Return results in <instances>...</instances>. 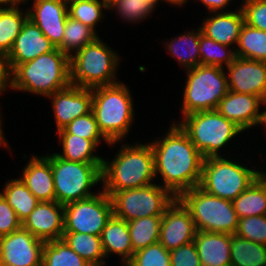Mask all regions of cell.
Wrapping results in <instances>:
<instances>
[{
  "label": "cell",
  "mask_w": 266,
  "mask_h": 266,
  "mask_svg": "<svg viewBox=\"0 0 266 266\" xmlns=\"http://www.w3.org/2000/svg\"><path fill=\"white\" fill-rule=\"evenodd\" d=\"M121 266H131L128 262H123V265Z\"/></svg>",
  "instance_id": "obj_52"
},
{
  "label": "cell",
  "mask_w": 266,
  "mask_h": 266,
  "mask_svg": "<svg viewBox=\"0 0 266 266\" xmlns=\"http://www.w3.org/2000/svg\"><path fill=\"white\" fill-rule=\"evenodd\" d=\"M27 12L28 19L62 51L63 33L69 16L67 0H33L32 8H27Z\"/></svg>",
  "instance_id": "obj_15"
},
{
  "label": "cell",
  "mask_w": 266,
  "mask_h": 266,
  "mask_svg": "<svg viewBox=\"0 0 266 266\" xmlns=\"http://www.w3.org/2000/svg\"><path fill=\"white\" fill-rule=\"evenodd\" d=\"M237 9H227L226 12H214L211 13L213 15L206 16L200 26L202 34L220 44L237 46L241 28L245 23L242 8Z\"/></svg>",
  "instance_id": "obj_21"
},
{
  "label": "cell",
  "mask_w": 266,
  "mask_h": 266,
  "mask_svg": "<svg viewBox=\"0 0 266 266\" xmlns=\"http://www.w3.org/2000/svg\"><path fill=\"white\" fill-rule=\"evenodd\" d=\"M56 201L62 205L90 198L91 187L102 183L103 163H80L50 155Z\"/></svg>",
  "instance_id": "obj_9"
},
{
  "label": "cell",
  "mask_w": 266,
  "mask_h": 266,
  "mask_svg": "<svg viewBox=\"0 0 266 266\" xmlns=\"http://www.w3.org/2000/svg\"><path fill=\"white\" fill-rule=\"evenodd\" d=\"M262 105L266 103L256 95L228 91L216 110L245 131L255 125H263L264 110L260 112Z\"/></svg>",
  "instance_id": "obj_18"
},
{
  "label": "cell",
  "mask_w": 266,
  "mask_h": 266,
  "mask_svg": "<svg viewBox=\"0 0 266 266\" xmlns=\"http://www.w3.org/2000/svg\"><path fill=\"white\" fill-rule=\"evenodd\" d=\"M201 28L197 31H187L184 34L178 35L177 38H171L170 41L164 42V46L168 52L175 58L184 69H192L201 65L199 55V40Z\"/></svg>",
  "instance_id": "obj_25"
},
{
  "label": "cell",
  "mask_w": 266,
  "mask_h": 266,
  "mask_svg": "<svg viewBox=\"0 0 266 266\" xmlns=\"http://www.w3.org/2000/svg\"><path fill=\"white\" fill-rule=\"evenodd\" d=\"M226 69L229 91L256 95L266 103L265 61L236 57Z\"/></svg>",
  "instance_id": "obj_16"
},
{
  "label": "cell",
  "mask_w": 266,
  "mask_h": 266,
  "mask_svg": "<svg viewBox=\"0 0 266 266\" xmlns=\"http://www.w3.org/2000/svg\"><path fill=\"white\" fill-rule=\"evenodd\" d=\"M23 222L40 202L20 178L9 180L0 192Z\"/></svg>",
  "instance_id": "obj_30"
},
{
  "label": "cell",
  "mask_w": 266,
  "mask_h": 266,
  "mask_svg": "<svg viewBox=\"0 0 266 266\" xmlns=\"http://www.w3.org/2000/svg\"><path fill=\"white\" fill-rule=\"evenodd\" d=\"M196 232L189 211L176 198L162 216L159 242L171 251L193 242Z\"/></svg>",
  "instance_id": "obj_17"
},
{
  "label": "cell",
  "mask_w": 266,
  "mask_h": 266,
  "mask_svg": "<svg viewBox=\"0 0 266 266\" xmlns=\"http://www.w3.org/2000/svg\"><path fill=\"white\" fill-rule=\"evenodd\" d=\"M22 227L43 242L60 240L64 234V205L42 201L22 222Z\"/></svg>",
  "instance_id": "obj_20"
},
{
  "label": "cell",
  "mask_w": 266,
  "mask_h": 266,
  "mask_svg": "<svg viewBox=\"0 0 266 266\" xmlns=\"http://www.w3.org/2000/svg\"><path fill=\"white\" fill-rule=\"evenodd\" d=\"M120 61L118 53L97 37L70 57V82L90 89L119 83L116 74Z\"/></svg>",
  "instance_id": "obj_5"
},
{
  "label": "cell",
  "mask_w": 266,
  "mask_h": 266,
  "mask_svg": "<svg viewBox=\"0 0 266 266\" xmlns=\"http://www.w3.org/2000/svg\"><path fill=\"white\" fill-rule=\"evenodd\" d=\"M43 266H91L63 240L45 242L42 253Z\"/></svg>",
  "instance_id": "obj_34"
},
{
  "label": "cell",
  "mask_w": 266,
  "mask_h": 266,
  "mask_svg": "<svg viewBox=\"0 0 266 266\" xmlns=\"http://www.w3.org/2000/svg\"><path fill=\"white\" fill-rule=\"evenodd\" d=\"M177 199L189 211L197 231L236 233L239 218L232 201L211 195L199 186L184 191Z\"/></svg>",
  "instance_id": "obj_6"
},
{
  "label": "cell",
  "mask_w": 266,
  "mask_h": 266,
  "mask_svg": "<svg viewBox=\"0 0 266 266\" xmlns=\"http://www.w3.org/2000/svg\"><path fill=\"white\" fill-rule=\"evenodd\" d=\"M156 182L111 196L113 215L127 222L148 216H163L176 197Z\"/></svg>",
  "instance_id": "obj_11"
},
{
  "label": "cell",
  "mask_w": 266,
  "mask_h": 266,
  "mask_svg": "<svg viewBox=\"0 0 266 266\" xmlns=\"http://www.w3.org/2000/svg\"><path fill=\"white\" fill-rule=\"evenodd\" d=\"M68 15L82 22L96 33V25L103 20L104 9H108L105 0H67Z\"/></svg>",
  "instance_id": "obj_35"
},
{
  "label": "cell",
  "mask_w": 266,
  "mask_h": 266,
  "mask_svg": "<svg viewBox=\"0 0 266 266\" xmlns=\"http://www.w3.org/2000/svg\"><path fill=\"white\" fill-rule=\"evenodd\" d=\"M235 234L249 241L266 245V215L249 216L239 219Z\"/></svg>",
  "instance_id": "obj_41"
},
{
  "label": "cell",
  "mask_w": 266,
  "mask_h": 266,
  "mask_svg": "<svg viewBox=\"0 0 266 266\" xmlns=\"http://www.w3.org/2000/svg\"><path fill=\"white\" fill-rule=\"evenodd\" d=\"M230 48L201 33L198 47L201 65L228 67L236 58L235 48Z\"/></svg>",
  "instance_id": "obj_36"
},
{
  "label": "cell",
  "mask_w": 266,
  "mask_h": 266,
  "mask_svg": "<svg viewBox=\"0 0 266 266\" xmlns=\"http://www.w3.org/2000/svg\"><path fill=\"white\" fill-rule=\"evenodd\" d=\"M171 266H201L194 242L170 251Z\"/></svg>",
  "instance_id": "obj_43"
},
{
  "label": "cell",
  "mask_w": 266,
  "mask_h": 266,
  "mask_svg": "<svg viewBox=\"0 0 266 266\" xmlns=\"http://www.w3.org/2000/svg\"><path fill=\"white\" fill-rule=\"evenodd\" d=\"M26 2L27 0H0V9L16 8L19 7V4H24Z\"/></svg>",
  "instance_id": "obj_47"
},
{
  "label": "cell",
  "mask_w": 266,
  "mask_h": 266,
  "mask_svg": "<svg viewBox=\"0 0 266 266\" xmlns=\"http://www.w3.org/2000/svg\"><path fill=\"white\" fill-rule=\"evenodd\" d=\"M164 2L170 3V5H177L176 7H181L183 4H186L189 0H162Z\"/></svg>",
  "instance_id": "obj_49"
},
{
  "label": "cell",
  "mask_w": 266,
  "mask_h": 266,
  "mask_svg": "<svg viewBox=\"0 0 266 266\" xmlns=\"http://www.w3.org/2000/svg\"><path fill=\"white\" fill-rule=\"evenodd\" d=\"M165 134L150 143L155 176L161 175L164 182L161 186L177 198L184 191L199 186L204 157L175 121Z\"/></svg>",
  "instance_id": "obj_1"
},
{
  "label": "cell",
  "mask_w": 266,
  "mask_h": 266,
  "mask_svg": "<svg viewBox=\"0 0 266 266\" xmlns=\"http://www.w3.org/2000/svg\"><path fill=\"white\" fill-rule=\"evenodd\" d=\"M217 66L198 65L185 70L187 80L183 91L181 114L216 110L228 93L227 72Z\"/></svg>",
  "instance_id": "obj_10"
},
{
  "label": "cell",
  "mask_w": 266,
  "mask_h": 266,
  "mask_svg": "<svg viewBox=\"0 0 266 266\" xmlns=\"http://www.w3.org/2000/svg\"><path fill=\"white\" fill-rule=\"evenodd\" d=\"M193 242L201 266L231 265V234L197 231Z\"/></svg>",
  "instance_id": "obj_23"
},
{
  "label": "cell",
  "mask_w": 266,
  "mask_h": 266,
  "mask_svg": "<svg viewBox=\"0 0 266 266\" xmlns=\"http://www.w3.org/2000/svg\"><path fill=\"white\" fill-rule=\"evenodd\" d=\"M231 266H266V245L231 234Z\"/></svg>",
  "instance_id": "obj_29"
},
{
  "label": "cell",
  "mask_w": 266,
  "mask_h": 266,
  "mask_svg": "<svg viewBox=\"0 0 266 266\" xmlns=\"http://www.w3.org/2000/svg\"><path fill=\"white\" fill-rule=\"evenodd\" d=\"M128 86L122 82L92 88V111L103 136L114 145L128 135L134 106Z\"/></svg>",
  "instance_id": "obj_4"
},
{
  "label": "cell",
  "mask_w": 266,
  "mask_h": 266,
  "mask_svg": "<svg viewBox=\"0 0 266 266\" xmlns=\"http://www.w3.org/2000/svg\"><path fill=\"white\" fill-rule=\"evenodd\" d=\"M62 40V52L69 57L85 45L92 43L99 35L82 22L68 16Z\"/></svg>",
  "instance_id": "obj_37"
},
{
  "label": "cell",
  "mask_w": 266,
  "mask_h": 266,
  "mask_svg": "<svg viewBox=\"0 0 266 266\" xmlns=\"http://www.w3.org/2000/svg\"><path fill=\"white\" fill-rule=\"evenodd\" d=\"M176 123L204 158L221 156L219 151L235 136L244 132L217 110L187 114L182 116V121Z\"/></svg>",
  "instance_id": "obj_7"
},
{
  "label": "cell",
  "mask_w": 266,
  "mask_h": 266,
  "mask_svg": "<svg viewBox=\"0 0 266 266\" xmlns=\"http://www.w3.org/2000/svg\"><path fill=\"white\" fill-rule=\"evenodd\" d=\"M27 18V9L24 12L20 7L0 9V55L3 58L11 51Z\"/></svg>",
  "instance_id": "obj_32"
},
{
  "label": "cell",
  "mask_w": 266,
  "mask_h": 266,
  "mask_svg": "<svg viewBox=\"0 0 266 266\" xmlns=\"http://www.w3.org/2000/svg\"><path fill=\"white\" fill-rule=\"evenodd\" d=\"M56 47L30 19L23 23L9 54L4 58L7 76L19 65L34 60Z\"/></svg>",
  "instance_id": "obj_14"
},
{
  "label": "cell",
  "mask_w": 266,
  "mask_h": 266,
  "mask_svg": "<svg viewBox=\"0 0 266 266\" xmlns=\"http://www.w3.org/2000/svg\"><path fill=\"white\" fill-rule=\"evenodd\" d=\"M145 2H147L148 4H150L154 9H155V6L156 4L158 5V3L162 0H143Z\"/></svg>",
  "instance_id": "obj_50"
},
{
  "label": "cell",
  "mask_w": 266,
  "mask_h": 266,
  "mask_svg": "<svg viewBox=\"0 0 266 266\" xmlns=\"http://www.w3.org/2000/svg\"><path fill=\"white\" fill-rule=\"evenodd\" d=\"M263 125L266 126V110L264 111V121H263Z\"/></svg>",
  "instance_id": "obj_51"
},
{
  "label": "cell",
  "mask_w": 266,
  "mask_h": 266,
  "mask_svg": "<svg viewBox=\"0 0 266 266\" xmlns=\"http://www.w3.org/2000/svg\"><path fill=\"white\" fill-rule=\"evenodd\" d=\"M112 215L111 197L102 190L90 198L64 205V232L100 236Z\"/></svg>",
  "instance_id": "obj_12"
},
{
  "label": "cell",
  "mask_w": 266,
  "mask_h": 266,
  "mask_svg": "<svg viewBox=\"0 0 266 266\" xmlns=\"http://www.w3.org/2000/svg\"><path fill=\"white\" fill-rule=\"evenodd\" d=\"M104 255L116 254L121 261L129 262L134 254L127 221L112 215L107 221L101 235Z\"/></svg>",
  "instance_id": "obj_24"
},
{
  "label": "cell",
  "mask_w": 266,
  "mask_h": 266,
  "mask_svg": "<svg viewBox=\"0 0 266 266\" xmlns=\"http://www.w3.org/2000/svg\"><path fill=\"white\" fill-rule=\"evenodd\" d=\"M137 143H123L112 161L103 159L102 190L110 197L117 191L150 185L156 179L150 143Z\"/></svg>",
  "instance_id": "obj_2"
},
{
  "label": "cell",
  "mask_w": 266,
  "mask_h": 266,
  "mask_svg": "<svg viewBox=\"0 0 266 266\" xmlns=\"http://www.w3.org/2000/svg\"><path fill=\"white\" fill-rule=\"evenodd\" d=\"M232 203L239 219L266 215V175L264 172Z\"/></svg>",
  "instance_id": "obj_26"
},
{
  "label": "cell",
  "mask_w": 266,
  "mask_h": 266,
  "mask_svg": "<svg viewBox=\"0 0 266 266\" xmlns=\"http://www.w3.org/2000/svg\"><path fill=\"white\" fill-rule=\"evenodd\" d=\"M70 84V57L59 48L19 64L7 76V86L12 90L42 97H48Z\"/></svg>",
  "instance_id": "obj_3"
},
{
  "label": "cell",
  "mask_w": 266,
  "mask_h": 266,
  "mask_svg": "<svg viewBox=\"0 0 266 266\" xmlns=\"http://www.w3.org/2000/svg\"><path fill=\"white\" fill-rule=\"evenodd\" d=\"M209 10V12H226L225 8L232 2L231 0H198Z\"/></svg>",
  "instance_id": "obj_45"
},
{
  "label": "cell",
  "mask_w": 266,
  "mask_h": 266,
  "mask_svg": "<svg viewBox=\"0 0 266 266\" xmlns=\"http://www.w3.org/2000/svg\"><path fill=\"white\" fill-rule=\"evenodd\" d=\"M162 216H148L127 222L133 251L159 241Z\"/></svg>",
  "instance_id": "obj_33"
},
{
  "label": "cell",
  "mask_w": 266,
  "mask_h": 266,
  "mask_svg": "<svg viewBox=\"0 0 266 266\" xmlns=\"http://www.w3.org/2000/svg\"><path fill=\"white\" fill-rule=\"evenodd\" d=\"M108 10H116L121 19L137 24L155 9L143 0H111L108 2Z\"/></svg>",
  "instance_id": "obj_39"
},
{
  "label": "cell",
  "mask_w": 266,
  "mask_h": 266,
  "mask_svg": "<svg viewBox=\"0 0 266 266\" xmlns=\"http://www.w3.org/2000/svg\"><path fill=\"white\" fill-rule=\"evenodd\" d=\"M240 7L246 24L266 32V0H244Z\"/></svg>",
  "instance_id": "obj_42"
},
{
  "label": "cell",
  "mask_w": 266,
  "mask_h": 266,
  "mask_svg": "<svg viewBox=\"0 0 266 266\" xmlns=\"http://www.w3.org/2000/svg\"><path fill=\"white\" fill-rule=\"evenodd\" d=\"M21 174V181L40 202L56 201L50 155H33Z\"/></svg>",
  "instance_id": "obj_22"
},
{
  "label": "cell",
  "mask_w": 266,
  "mask_h": 266,
  "mask_svg": "<svg viewBox=\"0 0 266 266\" xmlns=\"http://www.w3.org/2000/svg\"><path fill=\"white\" fill-rule=\"evenodd\" d=\"M236 57L266 62V32L244 23L237 43Z\"/></svg>",
  "instance_id": "obj_31"
},
{
  "label": "cell",
  "mask_w": 266,
  "mask_h": 266,
  "mask_svg": "<svg viewBox=\"0 0 266 266\" xmlns=\"http://www.w3.org/2000/svg\"><path fill=\"white\" fill-rule=\"evenodd\" d=\"M227 157L204 158L199 187L205 192L233 201L245 191L263 171L240 165Z\"/></svg>",
  "instance_id": "obj_8"
},
{
  "label": "cell",
  "mask_w": 266,
  "mask_h": 266,
  "mask_svg": "<svg viewBox=\"0 0 266 266\" xmlns=\"http://www.w3.org/2000/svg\"><path fill=\"white\" fill-rule=\"evenodd\" d=\"M45 242L21 227L0 237V266H35L42 264Z\"/></svg>",
  "instance_id": "obj_13"
},
{
  "label": "cell",
  "mask_w": 266,
  "mask_h": 266,
  "mask_svg": "<svg viewBox=\"0 0 266 266\" xmlns=\"http://www.w3.org/2000/svg\"><path fill=\"white\" fill-rule=\"evenodd\" d=\"M2 117H1V111H0V145L3 146V147H7V149L10 151V146L8 145V141L5 139V135H4V132L2 130ZM0 146V147H1Z\"/></svg>",
  "instance_id": "obj_48"
},
{
  "label": "cell",
  "mask_w": 266,
  "mask_h": 266,
  "mask_svg": "<svg viewBox=\"0 0 266 266\" xmlns=\"http://www.w3.org/2000/svg\"><path fill=\"white\" fill-rule=\"evenodd\" d=\"M62 143V154L55 153L58 157L80 163H103V159L94 152L97 145L92 141L75 134H58Z\"/></svg>",
  "instance_id": "obj_28"
},
{
  "label": "cell",
  "mask_w": 266,
  "mask_h": 266,
  "mask_svg": "<svg viewBox=\"0 0 266 266\" xmlns=\"http://www.w3.org/2000/svg\"><path fill=\"white\" fill-rule=\"evenodd\" d=\"M131 266H171L170 251L159 241L134 252Z\"/></svg>",
  "instance_id": "obj_40"
},
{
  "label": "cell",
  "mask_w": 266,
  "mask_h": 266,
  "mask_svg": "<svg viewBox=\"0 0 266 266\" xmlns=\"http://www.w3.org/2000/svg\"><path fill=\"white\" fill-rule=\"evenodd\" d=\"M57 134H75L88 140H92L97 146L100 141L110 142L101 133L93 111L80 116L70 122L66 127L57 131Z\"/></svg>",
  "instance_id": "obj_38"
},
{
  "label": "cell",
  "mask_w": 266,
  "mask_h": 266,
  "mask_svg": "<svg viewBox=\"0 0 266 266\" xmlns=\"http://www.w3.org/2000/svg\"><path fill=\"white\" fill-rule=\"evenodd\" d=\"M22 227L14 209L0 193V237L13 233Z\"/></svg>",
  "instance_id": "obj_44"
},
{
  "label": "cell",
  "mask_w": 266,
  "mask_h": 266,
  "mask_svg": "<svg viewBox=\"0 0 266 266\" xmlns=\"http://www.w3.org/2000/svg\"><path fill=\"white\" fill-rule=\"evenodd\" d=\"M47 98L52 100V109L57 131L74 119L92 111V89L70 84Z\"/></svg>",
  "instance_id": "obj_19"
},
{
  "label": "cell",
  "mask_w": 266,
  "mask_h": 266,
  "mask_svg": "<svg viewBox=\"0 0 266 266\" xmlns=\"http://www.w3.org/2000/svg\"><path fill=\"white\" fill-rule=\"evenodd\" d=\"M9 87L7 86V73L4 66V58L0 57V94H4Z\"/></svg>",
  "instance_id": "obj_46"
},
{
  "label": "cell",
  "mask_w": 266,
  "mask_h": 266,
  "mask_svg": "<svg viewBox=\"0 0 266 266\" xmlns=\"http://www.w3.org/2000/svg\"><path fill=\"white\" fill-rule=\"evenodd\" d=\"M62 239L91 266L106 265L100 236L88 233L64 232Z\"/></svg>",
  "instance_id": "obj_27"
}]
</instances>
